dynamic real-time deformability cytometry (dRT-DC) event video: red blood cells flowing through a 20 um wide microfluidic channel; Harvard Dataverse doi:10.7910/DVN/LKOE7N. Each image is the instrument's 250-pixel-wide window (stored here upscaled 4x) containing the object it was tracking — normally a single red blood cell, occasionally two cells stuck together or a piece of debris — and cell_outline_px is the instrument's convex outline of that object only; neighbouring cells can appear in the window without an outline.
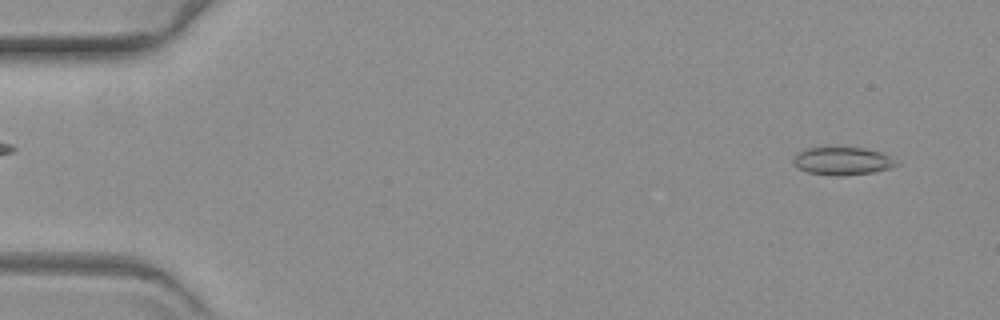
{"species": "common noctule bat (a hibernating species)", "species_latin": "Nyctalus noctula", "temperature_condition": "warm", "stored_images_in_passage": 59, "camera_frame_rate_fps": 3000, "um_per_image_px": 0.085, "animal": {"sex": "female", "body_mass_g": 19.3, "forearm_length_mm": 54.1}, "frame": {"image": 1, "passage_image": 4, "time_ms": 1.0, "image_size_px": [1000, 320], "cell_outline_px": [[900, 164], [892, 168], [872, 172], [836, 176], [808, 172], [800, 168], [792, 160], [796, 152], [808, 148], [864, 148], [880, 152], [888, 156]], "centroid_in_image_um": [71.61, 13.69], "position_along_channel_um": 13.4, "area_um2": 16.42}}
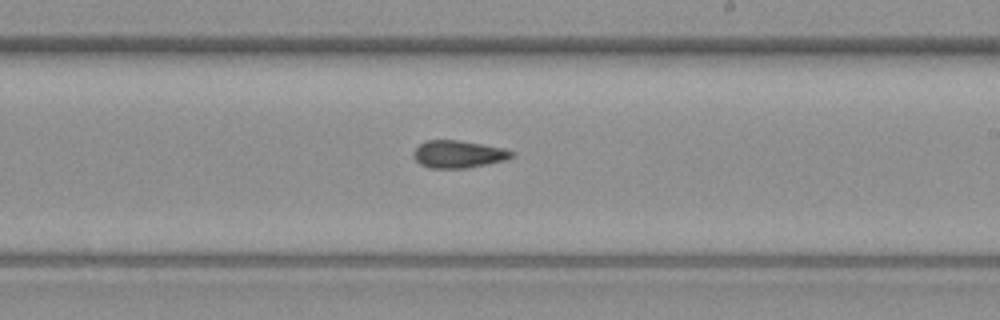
{"frame": {"image": 2, "passage_image": 35, "time_ms": 11.333, "image_size_px": [1000, 320], "cell_outline_px": [[516, 156], [504, 160], [468, 168], [428, 168], [420, 164], [416, 160], [412, 152], [420, 144], [428, 140], [460, 140], [504, 148], [516, 152]], "centroid_in_image_um": [38.99, 13.1], "position_along_channel_um": 250.0, "area_um2": 15.78}}
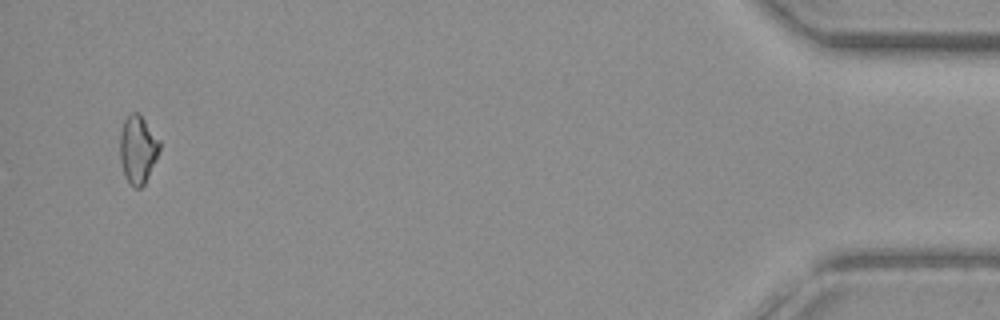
{"frame": {"image": 3, "passage_image": 57, "time_ms": 18.667, "image_size_px": [1000, 320], "cell_outline_px": [[160, 148], [144, 184], [140, 188], [136, 188], [124, 176], [120, 160], [120, 132], [124, 120], [132, 112], [140, 112], [160, 140]], "centroid_in_image_um": [11.7, 12.64], "position_along_channel_um": 423.5, "area_um2": 15.61}}